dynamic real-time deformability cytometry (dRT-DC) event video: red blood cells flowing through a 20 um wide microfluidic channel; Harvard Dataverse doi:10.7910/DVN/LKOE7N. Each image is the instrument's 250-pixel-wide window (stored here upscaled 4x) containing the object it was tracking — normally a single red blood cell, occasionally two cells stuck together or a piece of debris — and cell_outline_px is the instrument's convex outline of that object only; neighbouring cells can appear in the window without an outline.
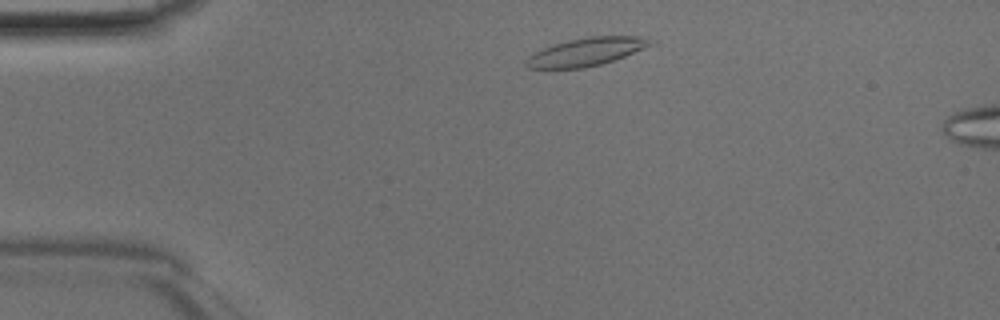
{"species": "Egyptian fruit bat (a non-hibernating species)", "species_latin": "Rousettus aegyptiacus", "temperature_condition": "room temperature", "stored_images_in_passage": 7, "camera_frame_rate_fps": 3000, "um_per_image_px": 0.085, "animal": {"sex": "male"}, "frame": {"image": 1, "passage_image": 3, "time_ms": 0.667, "image_size_px": [1000, 320], "cell_outline_px": [[656, 44], [624, 56], [600, 64], [584, 68], [528, 68], [524, 64], [524, 60], [528, 56], [544, 48], [568, 40], [588, 36], [648, 36], [656, 40]], "centroid_in_image_um": [49.91, 4.39], "position_along_channel_um": 35.1, "area_um2": 20.4}}